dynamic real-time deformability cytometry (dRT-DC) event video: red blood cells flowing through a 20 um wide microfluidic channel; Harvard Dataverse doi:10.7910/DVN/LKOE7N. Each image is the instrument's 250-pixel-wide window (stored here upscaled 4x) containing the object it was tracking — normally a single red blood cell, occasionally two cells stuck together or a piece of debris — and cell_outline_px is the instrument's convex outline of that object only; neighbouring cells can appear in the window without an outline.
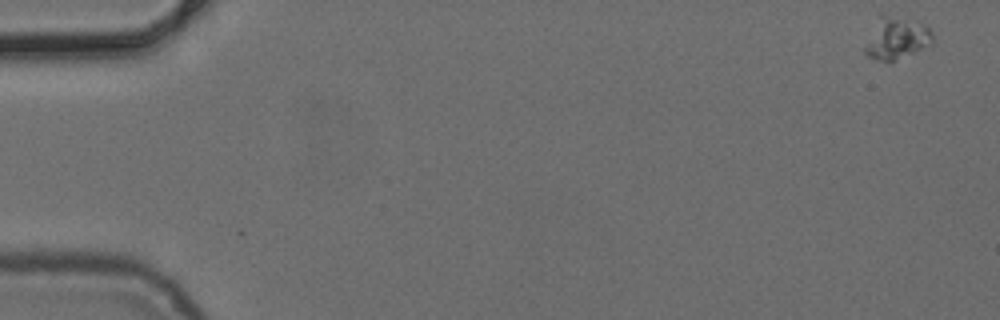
{"species": "common noctule bat (a hibernating species)", "species_latin": "Nyctalus noctula", "temperature_condition": "cold", "stored_images_in_passage": 5, "camera_frame_rate_fps": 3000, "um_per_image_px": 0.085, "animal": {"sex": "female", "body_mass_g": 24.6, "forearm_length_mm": 56.2}, "frame": {"image": 1, "passage_image": 1, "time_ms": 0.0, "image_size_px": [1000, 320], "cell_outline_px": [[932, 44], [892, 60], [876, 60], [868, 56], [864, 52], [864, 48], [880, 12], [924, 24], [932, 32]], "centroid_in_image_um": [76.18, 3.21], "position_along_channel_um": 8.8, "area_um2": 16.07}}